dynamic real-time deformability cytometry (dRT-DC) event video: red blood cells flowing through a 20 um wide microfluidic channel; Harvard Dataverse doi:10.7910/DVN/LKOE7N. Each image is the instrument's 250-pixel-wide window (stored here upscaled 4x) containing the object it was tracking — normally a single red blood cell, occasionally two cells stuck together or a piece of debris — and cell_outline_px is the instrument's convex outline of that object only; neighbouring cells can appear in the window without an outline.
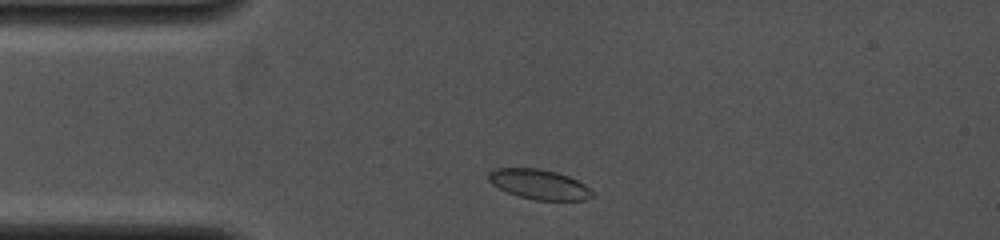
{"species": "common noctule bat (a hibernating species)", "species_latin": "Nyctalus noctula", "temperature_condition": "cold", "stored_images_in_passage": 3, "camera_frame_rate_fps": 4000, "um_per_image_px": 0.085, "animal": {"sex": "female", "body_mass_g": 19.0, "forearm_length_mm": 53.3}, "frame": {"image": 1, "passage_image": 2, "time_ms": 0.75, "image_size_px": [1000, 240], "cell_outline_px": [[596, 196], [584, 200], [536, 200], [520, 196], [508, 192], [492, 184], [488, 180], [488, 172], [496, 168], [536, 168], [556, 172], [568, 176], [584, 184], [596, 192]], "centroid_in_image_um": [45.87, 15.67], "position_along_channel_um": 39.1, "area_um2": 18.09}}